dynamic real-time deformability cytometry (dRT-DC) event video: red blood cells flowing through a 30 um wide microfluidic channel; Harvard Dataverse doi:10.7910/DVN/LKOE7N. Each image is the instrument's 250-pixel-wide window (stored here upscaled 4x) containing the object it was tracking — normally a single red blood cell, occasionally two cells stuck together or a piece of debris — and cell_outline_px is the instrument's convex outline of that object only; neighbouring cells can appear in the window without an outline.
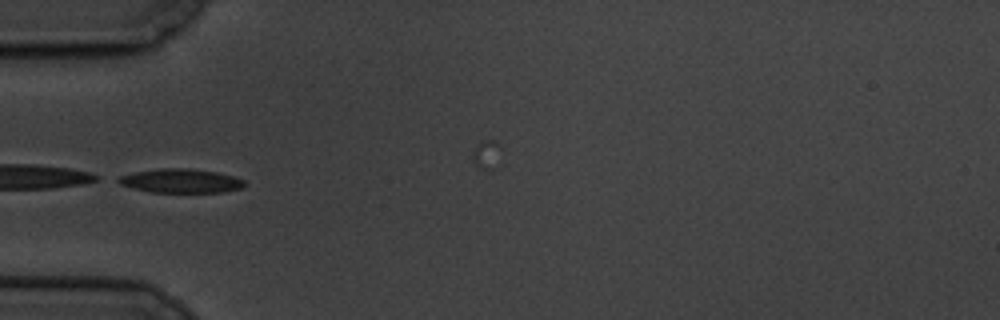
{"species": "common noctule bat (a hibernating species)", "species_latin": "Nyctalus noctula", "temperature_condition": "cold", "stored_images_in_passage": 9, "segment_of_instrument_passage": [2, 2], "camera_frame_rate_fps": 3000, "um_per_image_px": 0.085, "animal": {"sex": "male", "body_mass_g": 19.5, "forearm_length_mm": 54.6}, "frame": {"image": 1, "passage_image": 6, "time_ms": 5.667, "image_size_px": [1000, 320], "cell_outline_px": [[244, 184], [240, 188], [224, 192], [152, 192], [132, 188], [120, 184], [112, 180], [120, 176], [136, 172], [164, 168], [188, 168], [216, 172], [232, 176], [244, 180]], "centroid_in_image_um": [15.32, 15.37], "position_along_channel_um": 69.7, "area_um2": 17.46}}
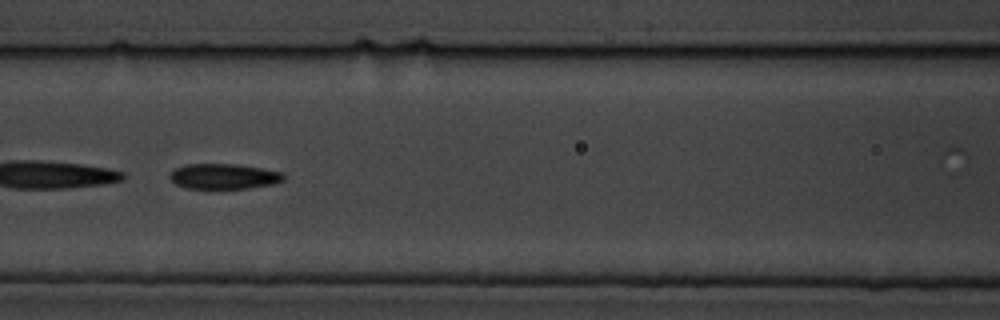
{"frame": {"image": 2, "passage_image": 8, "time_ms": 8.0, "image_size_px": [1000, 320], "cell_outline_px": [[284, 180], [272, 184], [248, 188], [184, 188], [176, 184], [168, 176], [176, 168], [188, 164], [236, 164], [284, 172]], "centroid_in_image_um": [19.03, 14.99], "position_along_channel_um": 147.6, "area_um2": 16.65}}